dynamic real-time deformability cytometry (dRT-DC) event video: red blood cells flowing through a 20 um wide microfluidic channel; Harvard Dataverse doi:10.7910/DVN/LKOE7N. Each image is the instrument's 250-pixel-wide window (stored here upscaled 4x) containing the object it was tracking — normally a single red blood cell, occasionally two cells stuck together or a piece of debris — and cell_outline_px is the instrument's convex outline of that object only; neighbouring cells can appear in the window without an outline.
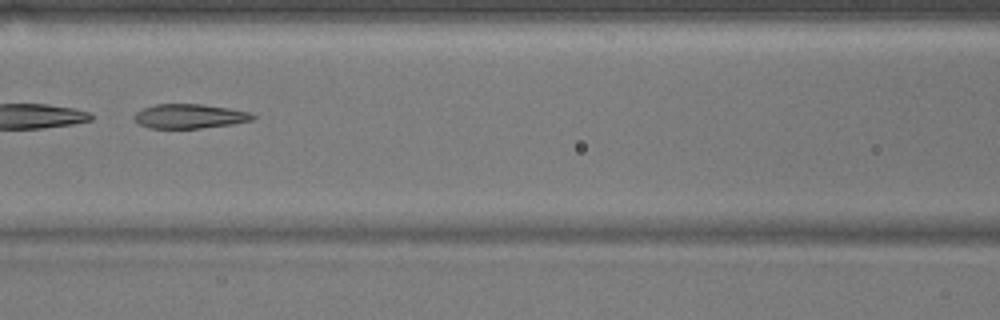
{"species": "common noctule bat (a hibernating species)", "species_latin": "Nyctalus noctula", "temperature_condition": "warm", "stored_images_in_passage": 52, "camera_frame_rate_fps": 3000, "um_per_image_px": 0.085, "animal": {"sex": "male", "body_mass_g": 17.9}, "frame": {"image": 1, "passage_image": 23, "time_ms": 7.333, "image_size_px": [1000, 320], "cell_outline_px": [[256, 116], [252, 120], [232, 124], [200, 128], [148, 128], [140, 124], [132, 116], [136, 112], [144, 108], [156, 104], [200, 104], [228, 108], [248, 112]], "centroid_in_image_um": [16.09, 9.88], "position_along_channel_um": 150.5, "area_um2": 16.65}}